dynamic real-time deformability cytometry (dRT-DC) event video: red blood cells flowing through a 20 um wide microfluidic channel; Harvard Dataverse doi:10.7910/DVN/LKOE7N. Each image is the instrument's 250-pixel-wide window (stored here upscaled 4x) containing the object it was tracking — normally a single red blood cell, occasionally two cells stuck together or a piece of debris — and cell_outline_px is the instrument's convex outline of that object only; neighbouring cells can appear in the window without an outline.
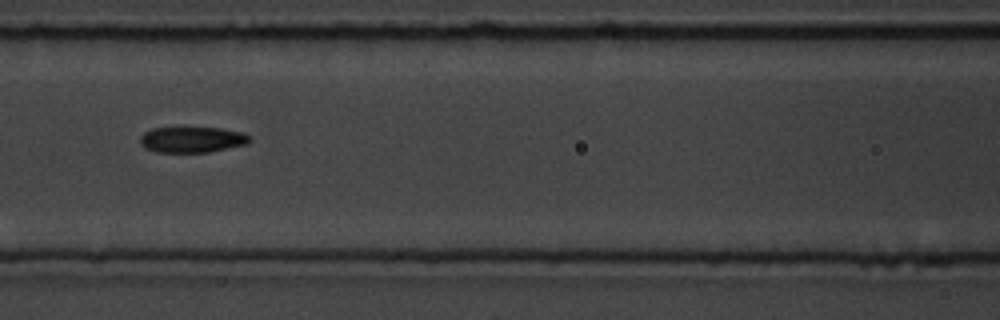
{"species": "common noctule bat (a hibernating species)", "species_latin": "Nyctalus noctula", "temperature_condition": "room temperature", "stored_images_in_passage": 16, "camera_frame_rate_fps": 3000, "um_per_image_px": 0.085, "animal": {"sex": "male", "body_mass_g": 19.5, "forearm_length_mm": 54.6}, "frame": {"image": 1, "passage_image": 7, "time_ms": 6.667, "image_size_px": [1000, 320], "cell_outline_px": [[252, 140], [248, 144], [208, 152], [156, 152], [144, 148], [140, 144], [140, 136], [144, 132], [152, 128], [220, 128], [244, 132]], "centroid_in_image_um": [16.32, 11.87], "position_along_channel_um": 150.3, "area_um2": 16.53}, "authors_computed_cell_mechanics": {"area_um2": 16.5019, "velocity_mm_per_s": 3.6474, "shape_relaxation_time_tau1_ms": 2.1246, "shape_relaxation_time_tau2_ms": 4.0157, "deformation_change_tau1": 0.098, "deformation_change_tau2": 0.0901}}